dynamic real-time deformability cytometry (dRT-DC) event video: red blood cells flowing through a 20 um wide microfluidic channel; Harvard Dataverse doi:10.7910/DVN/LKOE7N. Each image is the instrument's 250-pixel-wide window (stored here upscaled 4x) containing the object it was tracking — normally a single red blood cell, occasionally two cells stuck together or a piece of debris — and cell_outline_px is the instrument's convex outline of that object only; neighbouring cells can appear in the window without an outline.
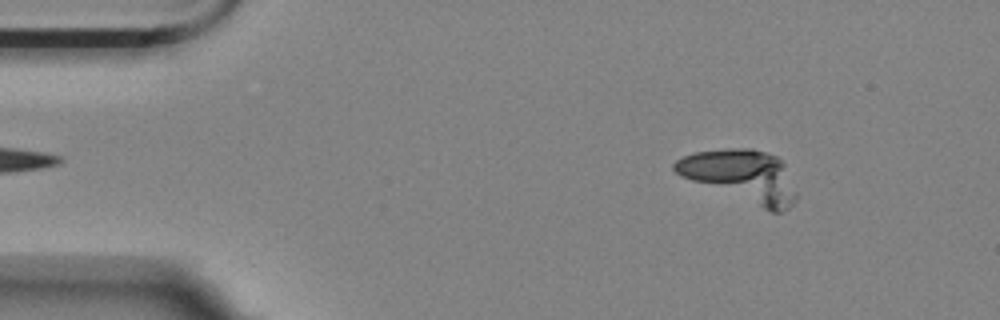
{"species": "Egyptian fruit bat (a non-hibernating species)", "species_latin": "Rousettus aegyptiacus", "temperature_condition": "room temperature", "stored_images_in_passage": 6, "camera_frame_rate_fps": 3000, "um_per_image_px": 0.085, "animal": {"sex": "female"}, "frame": {"image": 1, "passage_image": 1, "time_ms": 0.0, "image_size_px": [1000, 320], "cell_outline_px": [[796, 200], [788, 208], [780, 212], [772, 212], [692, 180], [676, 172], [672, 168], [672, 164], [676, 160], [684, 156], [696, 152], [728, 148], [752, 148], [768, 152], [776, 156], [784, 164], [796, 192]], "centroid_in_image_um": [63.05, 14.94], "position_along_channel_um": 21.9, "area_um2": 36.3}}